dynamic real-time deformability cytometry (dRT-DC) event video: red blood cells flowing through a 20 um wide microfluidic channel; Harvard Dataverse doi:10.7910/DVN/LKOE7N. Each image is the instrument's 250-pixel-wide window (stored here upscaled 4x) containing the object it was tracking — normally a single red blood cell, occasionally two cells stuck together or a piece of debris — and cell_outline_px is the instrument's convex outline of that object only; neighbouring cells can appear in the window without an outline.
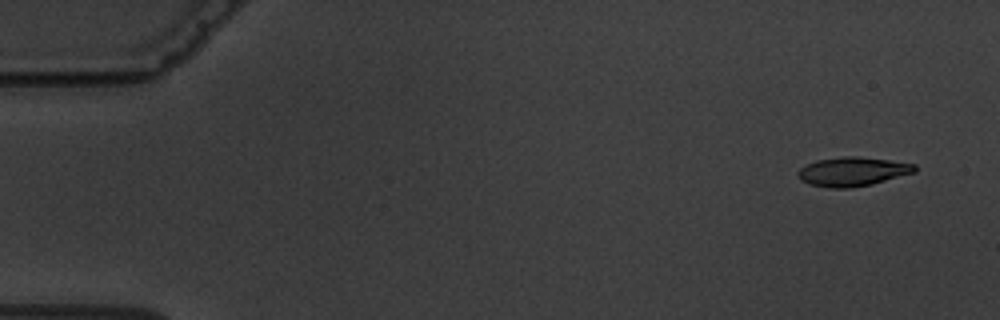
{"species": "common noctule bat (a hibernating species)", "species_latin": "Nyctalus noctula", "temperature_condition": "warm", "stored_images_in_passage": 5, "camera_frame_rate_fps": 3000, "um_per_image_px": 0.085, "animal": {"sex": "male", "body_mass_g": 19.5, "forearm_length_mm": 54.6}, "frame": {"image": 1, "passage_image": 1, "time_ms": 0.0, "image_size_px": [1000, 320], "cell_outline_px": [[916, 172], [872, 184], [848, 188], [828, 188], [808, 184], [800, 180], [796, 172], [800, 168], [816, 160], [844, 156], [856, 156], [888, 160], [916, 164]], "centroid_in_image_um": [72.45, 14.59], "position_along_channel_um": 12.6, "area_um2": 19.83}}
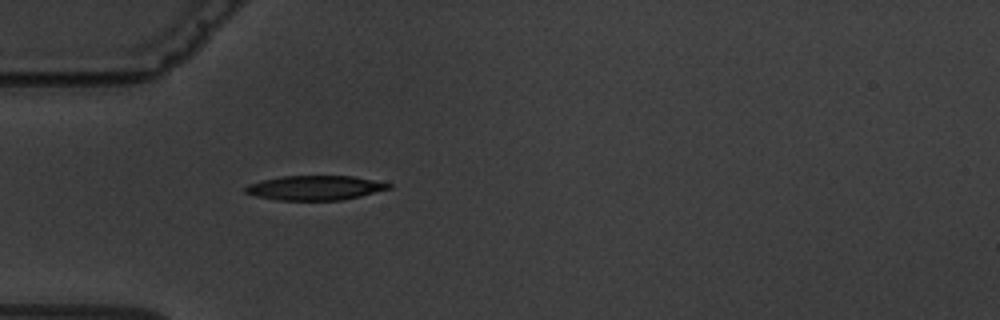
{"frame": {"image": 2, "passage_image": 5, "time_ms": 4.667, "image_size_px": [1000, 320], "cell_outline_px": [[392, 188], [360, 196], [340, 200], [280, 200], [256, 196], [244, 192], [244, 188], [248, 184], [260, 180], [284, 176], [352, 176], [392, 184]], "centroid_in_image_um": [26.75, 15.96], "position_along_channel_um": 58.2, "area_um2": 20.35}}